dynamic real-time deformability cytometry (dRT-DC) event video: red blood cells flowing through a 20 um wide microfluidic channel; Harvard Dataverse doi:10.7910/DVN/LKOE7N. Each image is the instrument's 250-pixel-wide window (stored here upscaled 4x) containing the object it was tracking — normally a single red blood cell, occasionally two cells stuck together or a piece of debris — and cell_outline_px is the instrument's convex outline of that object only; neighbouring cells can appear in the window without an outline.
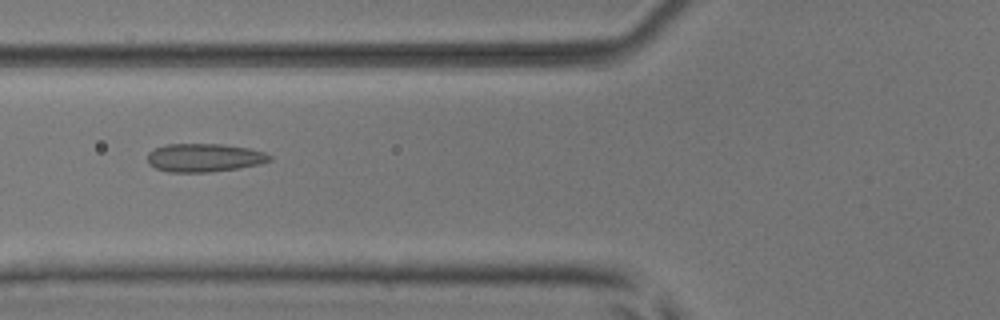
{"species": "common noctule bat (a hibernating species)", "species_latin": "Nyctalus noctula", "temperature_condition": "room temperature", "stored_images_in_passage": 6, "camera_frame_rate_fps": 3000, "um_per_image_px": 0.085, "animal": {"sex": "male", "body_mass_g": 17.9, "forearm_length_mm": 54.2}, "frame": {"image": 1, "passage_image": 6, "time_ms": 1.667, "image_size_px": [1000, 320], "cell_outline_px": [[272, 160], [260, 164], [240, 168], [208, 172], [168, 172], [156, 168], [148, 164], [148, 152], [156, 148], [168, 144], [224, 144], [248, 148], [264, 152], [272, 156]], "centroid_in_image_um": [17.38, 13.41], "position_along_channel_um": 108.4, "area_um2": 20.23}}